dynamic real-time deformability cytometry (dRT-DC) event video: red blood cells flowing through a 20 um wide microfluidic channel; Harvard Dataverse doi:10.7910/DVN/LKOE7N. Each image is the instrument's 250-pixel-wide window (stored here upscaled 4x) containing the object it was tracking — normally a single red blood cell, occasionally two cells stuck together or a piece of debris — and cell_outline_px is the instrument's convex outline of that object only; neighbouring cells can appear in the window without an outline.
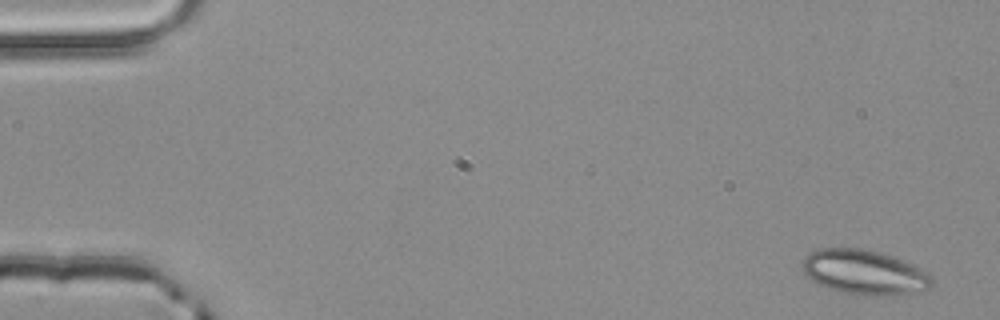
{"species": "common noctule bat (a hibernating species)", "species_latin": "Nyctalus noctula", "temperature_condition": "room temperature", "stored_images_in_passage": 5, "segment_of_instrument_passage": [2, 2], "camera_frame_rate_fps": 3000, "um_per_image_px": 0.085, "animal": {"sex": "male", "body_mass_g": 20.4}, "frame": {"image": 1, "passage_image": 5, "time_ms": 1.333, "image_size_px": [1000, 320], "cell_outline_px": [[932, 284], [928, 288], [904, 296], [868, 296], [840, 292], [828, 288], [812, 280], [800, 268], [804, 256], [808, 252], [816, 248], [860, 248], [892, 256], [912, 264], [928, 272], [932, 276]], "centroid_in_image_um": [73.46, 23.16], "position_along_channel_um": 11.5, "area_um2": 34.16}}